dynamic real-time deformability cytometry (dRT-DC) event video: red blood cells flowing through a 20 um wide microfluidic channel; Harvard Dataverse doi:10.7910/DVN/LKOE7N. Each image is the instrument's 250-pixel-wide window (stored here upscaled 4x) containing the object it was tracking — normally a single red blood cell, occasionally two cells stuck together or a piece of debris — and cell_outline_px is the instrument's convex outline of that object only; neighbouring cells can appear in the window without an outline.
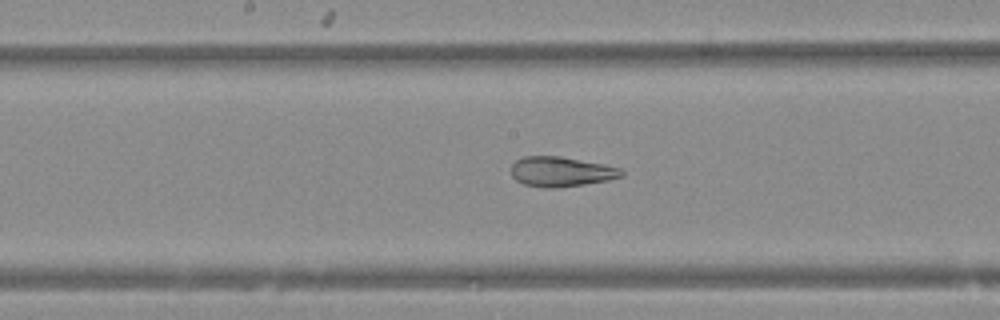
{"species": "Egyptian fruit bat (a non-hibernating species)", "species_latin": "Rousettus aegyptiacus", "temperature_condition": "warm", "stored_images_in_passage": 50, "camera_frame_rate_fps": 3000, "um_per_image_px": 0.085, "animal": {"sex": "female"}, "frame": {"image": 1, "passage_image": 26, "time_ms": 8.333, "image_size_px": [1000, 320], "cell_outline_px": [[624, 176], [608, 180], [584, 184], [556, 188], [544, 188], [524, 184], [516, 180], [512, 176], [512, 164], [516, 160], [524, 156], [560, 156], [604, 164], [620, 168], [624, 172]], "centroid_in_image_um": [47.7, 14.59], "position_along_channel_um": 200.5, "area_um2": 19.25}}
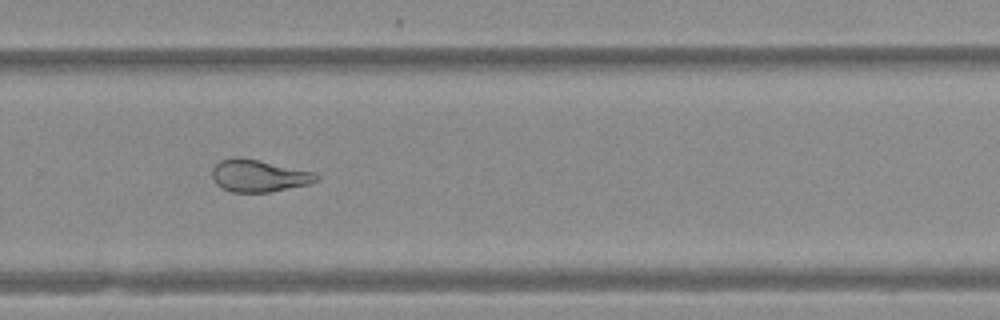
{"frame": {"image": 2, "passage_image": 34, "time_ms": 11.0, "image_size_px": [1000, 320], "cell_outline_px": [[320, 180], [308, 184], [268, 192], [232, 192], [216, 184], [212, 176], [212, 168], [220, 160], [232, 156], [240, 156], [260, 160], [316, 172], [320, 176]], "centroid_in_image_um": [22.0, 14.91], "position_along_channel_um": 307.8, "area_um2": 19.77}}
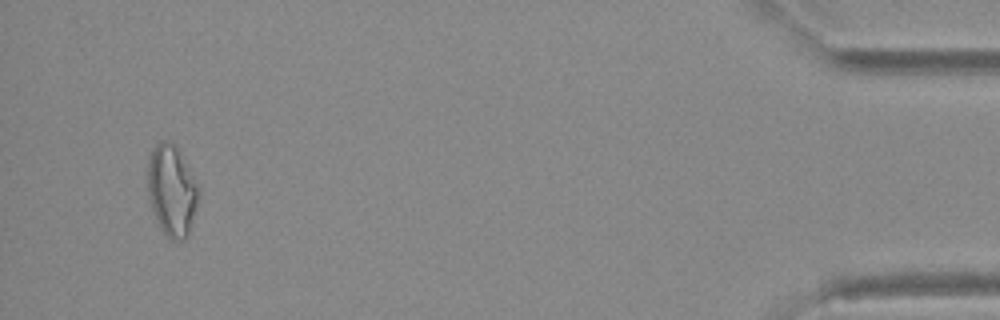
{"frame": {"image": 3, "passage_image": 48, "time_ms": 15.667, "image_size_px": [1000, 320], "cell_outline_px": [[200, 188], [196, 208], [188, 236], [184, 240], [172, 240], [160, 228], [156, 220], [152, 208], [148, 192], [148, 156], [152, 148], [160, 140], [172, 140], [176, 144], [200, 184]], "centroid_in_image_um": [14.63, 16.13], "position_along_channel_um": 420.6, "area_um2": 27.57}}